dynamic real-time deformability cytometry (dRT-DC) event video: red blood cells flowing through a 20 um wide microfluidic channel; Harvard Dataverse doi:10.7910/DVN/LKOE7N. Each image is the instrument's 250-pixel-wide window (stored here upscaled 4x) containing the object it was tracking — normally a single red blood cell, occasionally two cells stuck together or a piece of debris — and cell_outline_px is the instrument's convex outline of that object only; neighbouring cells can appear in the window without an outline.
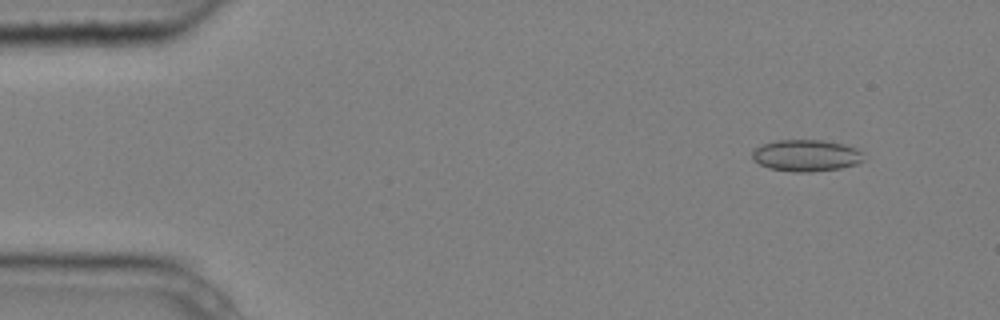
{"species": "common noctule bat (a hibernating species)", "species_latin": "Nyctalus noctula", "temperature_condition": "cold", "stored_images_in_passage": 4, "camera_frame_rate_fps": 3000, "um_per_image_px": 0.085, "animal": {"sex": "male", "body_mass_g": 20.4}, "frame": {"image": 1, "passage_image": 1, "time_ms": 0.0, "image_size_px": [1000, 320], "cell_outline_px": [[864, 160], [856, 164], [840, 168], [812, 172], [792, 172], [768, 168], [752, 160], [752, 152], [760, 144], [776, 140], [824, 140], [844, 144], [856, 148], [860, 152]], "centroid_in_image_um": [68.49, 13.22], "position_along_channel_um": 16.5, "area_um2": 20.69}}
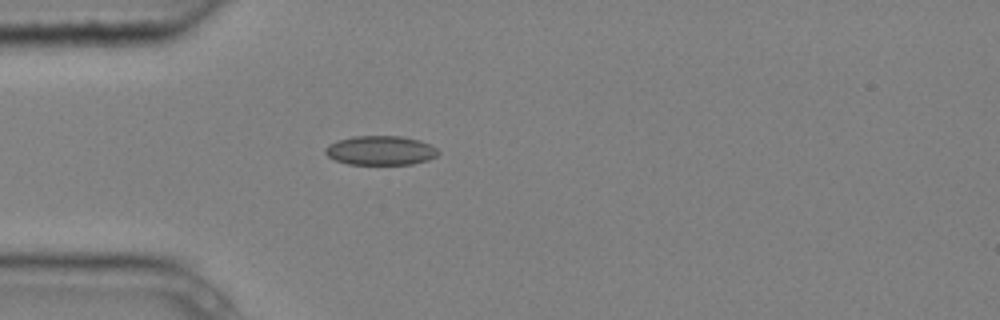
{"frame": {"image": 2, "passage_image": 4, "time_ms": 1.0, "image_size_px": [1000, 320], "cell_outline_px": [[440, 152], [436, 156], [428, 160], [412, 164], [348, 164], [336, 160], [328, 156], [324, 152], [324, 148], [328, 144], [336, 140], [352, 136], [400, 136], [420, 140], [436, 148]], "centroid_in_image_um": [32.32, 12.78], "position_along_channel_um": 52.7, "area_um2": 19.31}}